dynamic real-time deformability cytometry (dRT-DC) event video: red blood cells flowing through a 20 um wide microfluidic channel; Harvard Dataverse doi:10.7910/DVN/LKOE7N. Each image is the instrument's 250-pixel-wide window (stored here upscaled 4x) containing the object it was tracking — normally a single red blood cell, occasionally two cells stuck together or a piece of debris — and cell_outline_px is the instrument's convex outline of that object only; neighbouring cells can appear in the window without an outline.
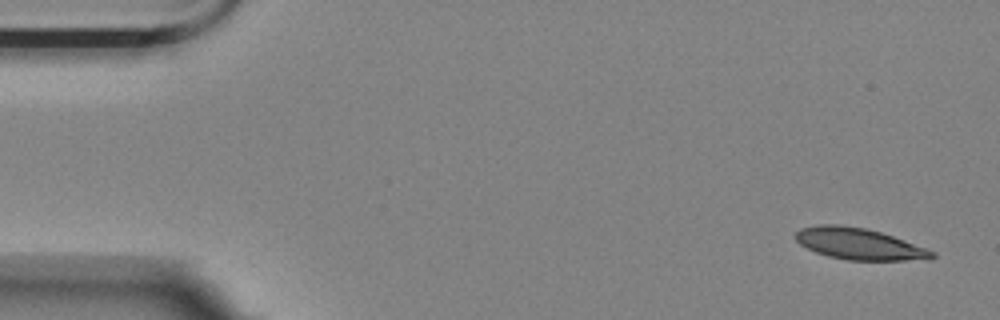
{"species": "Egyptian fruit bat (a non-hibernating species)", "species_latin": "Rousettus aegyptiacus", "temperature_condition": "room temperature", "stored_images_in_passage": 14, "camera_frame_rate_fps": 3000, "um_per_image_px": 0.085, "animal": {"sex": "female"}, "frame": {"image": 1, "passage_image": 1, "time_ms": 0.0, "image_size_px": [1000, 320], "cell_outline_px": [[936, 256], [932, 260], [848, 260], [828, 256], [816, 252], [800, 244], [792, 236], [800, 228], [816, 224], [840, 224], [868, 228], [904, 240], [936, 252]], "centroid_in_image_um": [73.01, 20.72], "position_along_channel_um": 12.0, "area_um2": 25.26}}
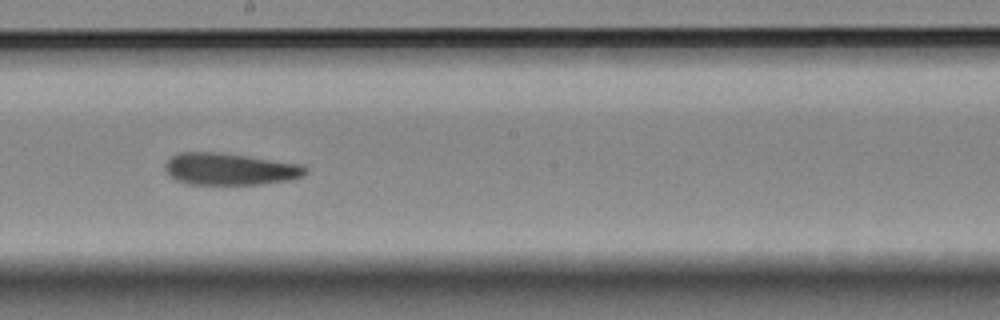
{"frame": {"image": 2, "passage_image": 8, "time_ms": 2.333, "image_size_px": [1000, 320], "cell_outline_px": [[308, 172], [304, 176], [288, 180], [264, 184], [184, 184], [176, 180], [164, 168], [164, 164], [172, 156], [180, 152], [220, 152], [304, 164], [308, 168]], "centroid_in_image_um": [19.58, 14.37], "position_along_channel_um": 228.6, "area_um2": 26.36}}
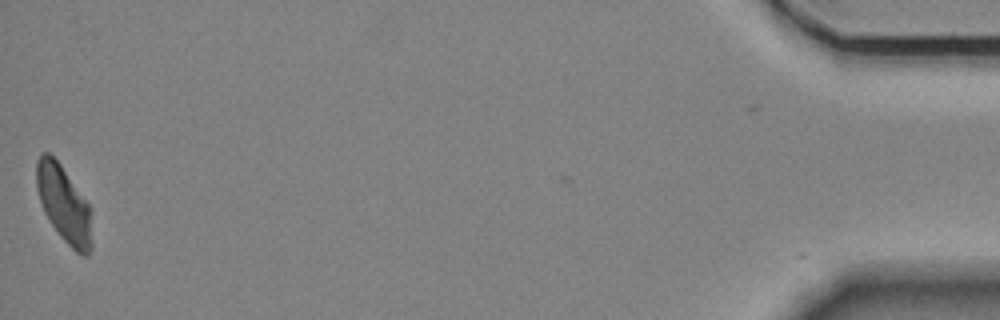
{"frame": {"image": 3, "passage_image": 14, "time_ms": 4.333, "image_size_px": [1000, 320], "cell_outline_px": [[92, 248], [88, 256], [84, 256], [76, 252], [60, 236], [48, 220], [40, 204], [36, 188], [36, 160], [44, 152], [48, 152], [60, 164], [88, 204], [92, 212]], "centroid_in_image_um": [5.44, 17.39], "position_along_channel_um": 429.8, "area_um2": 24.91}}